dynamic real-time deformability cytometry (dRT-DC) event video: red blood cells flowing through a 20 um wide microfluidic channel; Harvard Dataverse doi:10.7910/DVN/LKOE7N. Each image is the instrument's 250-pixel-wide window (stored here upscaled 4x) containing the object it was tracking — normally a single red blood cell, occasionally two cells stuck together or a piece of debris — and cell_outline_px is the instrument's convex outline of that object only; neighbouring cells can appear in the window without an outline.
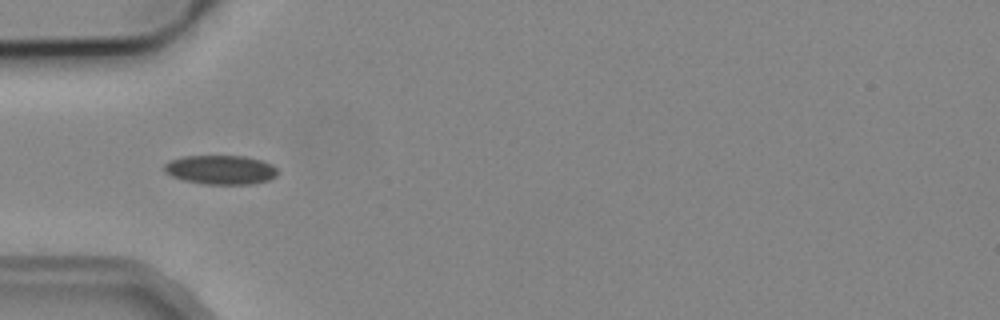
{"species": "common noctule bat (a hibernating species)", "species_latin": "Nyctalus noctula", "temperature_condition": "cold", "stored_images_in_passage": 10, "camera_frame_rate_fps": 3000, "um_per_image_px": 0.085, "animal": {"sex": "male", "body_mass_g": 19.2, "forearm_length_mm": 51.8}, "frame": {"image": 1, "passage_image": 6, "time_ms": 6.667, "image_size_px": [1000, 320], "cell_outline_px": [[280, 172], [276, 176], [268, 180], [252, 184], [204, 184], [184, 180], [172, 176], [164, 172], [164, 164], [168, 160], [184, 156], [244, 156], [260, 160], [272, 164]], "centroid_in_image_um": [18.75, 14.43], "position_along_channel_um": 66.2, "area_um2": 19.36}}
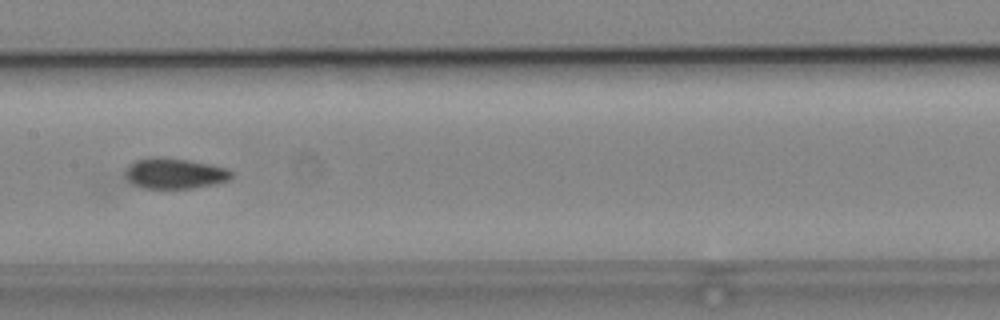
{"frame": {"image": 2, "passage_image": 9, "time_ms": 10.0, "image_size_px": [1000, 320], "cell_outline_px": [[232, 176], [228, 180], [216, 184], [192, 188], [144, 188], [132, 184], [124, 180], [124, 172], [128, 164], [136, 160], [148, 156], [160, 156], [188, 160], [228, 168], [232, 172]], "centroid_in_image_um": [14.77, 14.73], "position_along_channel_um": 192.6, "area_um2": 19.31}}
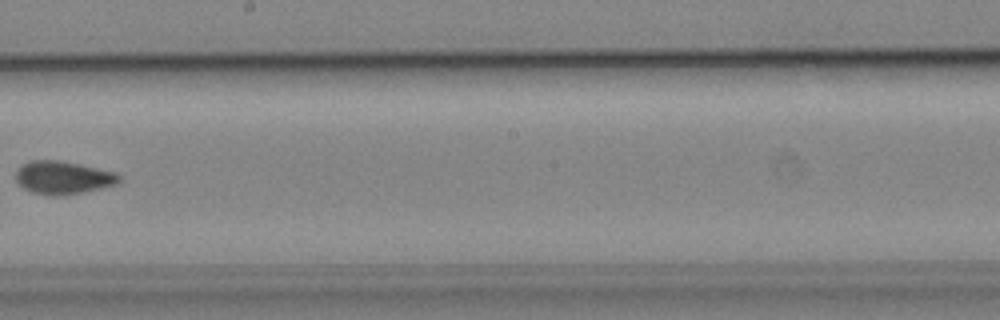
{"frame": {"image": 3, "passage_image": 10, "time_ms": 11.333, "image_size_px": [1000, 320], "cell_outline_px": [[120, 180], [116, 184], [84, 192], [64, 196], [52, 196], [32, 192], [24, 188], [16, 180], [16, 172], [24, 164], [32, 160], [60, 160], [80, 164], [116, 172], [120, 176]], "centroid_in_image_um": [5.38, 15.1], "position_along_channel_um": 242.8, "area_um2": 19.83}}